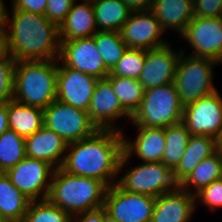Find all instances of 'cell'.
<instances>
[{"instance_id":"46","label":"cell","mask_w":222,"mask_h":222,"mask_svg":"<svg viewBox=\"0 0 222 222\" xmlns=\"http://www.w3.org/2000/svg\"><path fill=\"white\" fill-rule=\"evenodd\" d=\"M0 222H7V220L3 217L1 213H0Z\"/></svg>"},{"instance_id":"33","label":"cell","mask_w":222,"mask_h":222,"mask_svg":"<svg viewBox=\"0 0 222 222\" xmlns=\"http://www.w3.org/2000/svg\"><path fill=\"white\" fill-rule=\"evenodd\" d=\"M144 63V49L128 48L109 74L116 77L138 79L144 67Z\"/></svg>"},{"instance_id":"31","label":"cell","mask_w":222,"mask_h":222,"mask_svg":"<svg viewBox=\"0 0 222 222\" xmlns=\"http://www.w3.org/2000/svg\"><path fill=\"white\" fill-rule=\"evenodd\" d=\"M25 157V138L14 130H6L0 136V172H7Z\"/></svg>"},{"instance_id":"47","label":"cell","mask_w":222,"mask_h":222,"mask_svg":"<svg viewBox=\"0 0 222 222\" xmlns=\"http://www.w3.org/2000/svg\"><path fill=\"white\" fill-rule=\"evenodd\" d=\"M80 1L94 2V1H97V0H80Z\"/></svg>"},{"instance_id":"28","label":"cell","mask_w":222,"mask_h":222,"mask_svg":"<svg viewBox=\"0 0 222 222\" xmlns=\"http://www.w3.org/2000/svg\"><path fill=\"white\" fill-rule=\"evenodd\" d=\"M113 92L118 97L124 110L132 117L139 109L144 88L138 79L108 75Z\"/></svg>"},{"instance_id":"36","label":"cell","mask_w":222,"mask_h":222,"mask_svg":"<svg viewBox=\"0 0 222 222\" xmlns=\"http://www.w3.org/2000/svg\"><path fill=\"white\" fill-rule=\"evenodd\" d=\"M75 0H48L45 17L58 27L64 22Z\"/></svg>"},{"instance_id":"9","label":"cell","mask_w":222,"mask_h":222,"mask_svg":"<svg viewBox=\"0 0 222 222\" xmlns=\"http://www.w3.org/2000/svg\"><path fill=\"white\" fill-rule=\"evenodd\" d=\"M182 122L191 135H222V95L219 90L184 106Z\"/></svg>"},{"instance_id":"12","label":"cell","mask_w":222,"mask_h":222,"mask_svg":"<svg viewBox=\"0 0 222 222\" xmlns=\"http://www.w3.org/2000/svg\"><path fill=\"white\" fill-rule=\"evenodd\" d=\"M180 37L190 45L191 56L222 63V17L194 16Z\"/></svg>"},{"instance_id":"21","label":"cell","mask_w":222,"mask_h":222,"mask_svg":"<svg viewBox=\"0 0 222 222\" xmlns=\"http://www.w3.org/2000/svg\"><path fill=\"white\" fill-rule=\"evenodd\" d=\"M150 10L165 33L174 30L179 37L194 17L193 0H152Z\"/></svg>"},{"instance_id":"17","label":"cell","mask_w":222,"mask_h":222,"mask_svg":"<svg viewBox=\"0 0 222 222\" xmlns=\"http://www.w3.org/2000/svg\"><path fill=\"white\" fill-rule=\"evenodd\" d=\"M98 78L63 65L58 60L57 100L87 111Z\"/></svg>"},{"instance_id":"25","label":"cell","mask_w":222,"mask_h":222,"mask_svg":"<svg viewBox=\"0 0 222 222\" xmlns=\"http://www.w3.org/2000/svg\"><path fill=\"white\" fill-rule=\"evenodd\" d=\"M30 200L12 183L5 172H0V213L7 222H22Z\"/></svg>"},{"instance_id":"18","label":"cell","mask_w":222,"mask_h":222,"mask_svg":"<svg viewBox=\"0 0 222 222\" xmlns=\"http://www.w3.org/2000/svg\"><path fill=\"white\" fill-rule=\"evenodd\" d=\"M171 44L145 50V63L138 78L144 90L173 83L182 51L181 48L174 50Z\"/></svg>"},{"instance_id":"38","label":"cell","mask_w":222,"mask_h":222,"mask_svg":"<svg viewBox=\"0 0 222 222\" xmlns=\"http://www.w3.org/2000/svg\"><path fill=\"white\" fill-rule=\"evenodd\" d=\"M48 0H11V8L45 15Z\"/></svg>"},{"instance_id":"35","label":"cell","mask_w":222,"mask_h":222,"mask_svg":"<svg viewBox=\"0 0 222 222\" xmlns=\"http://www.w3.org/2000/svg\"><path fill=\"white\" fill-rule=\"evenodd\" d=\"M196 210L201 203L209 210L210 213L222 208V179L213 181L208 186L202 188L195 194ZM200 202V203H199Z\"/></svg>"},{"instance_id":"41","label":"cell","mask_w":222,"mask_h":222,"mask_svg":"<svg viewBox=\"0 0 222 222\" xmlns=\"http://www.w3.org/2000/svg\"><path fill=\"white\" fill-rule=\"evenodd\" d=\"M8 129L7 103H0V136Z\"/></svg>"},{"instance_id":"1","label":"cell","mask_w":222,"mask_h":222,"mask_svg":"<svg viewBox=\"0 0 222 222\" xmlns=\"http://www.w3.org/2000/svg\"><path fill=\"white\" fill-rule=\"evenodd\" d=\"M3 28L6 53L17 61L59 59V27L45 15L6 8Z\"/></svg>"},{"instance_id":"44","label":"cell","mask_w":222,"mask_h":222,"mask_svg":"<svg viewBox=\"0 0 222 222\" xmlns=\"http://www.w3.org/2000/svg\"><path fill=\"white\" fill-rule=\"evenodd\" d=\"M103 222H118L116 219L112 218L107 214L105 207L103 206Z\"/></svg>"},{"instance_id":"13","label":"cell","mask_w":222,"mask_h":222,"mask_svg":"<svg viewBox=\"0 0 222 222\" xmlns=\"http://www.w3.org/2000/svg\"><path fill=\"white\" fill-rule=\"evenodd\" d=\"M59 61L88 75L105 78L109 75L93 36L60 41Z\"/></svg>"},{"instance_id":"2","label":"cell","mask_w":222,"mask_h":222,"mask_svg":"<svg viewBox=\"0 0 222 222\" xmlns=\"http://www.w3.org/2000/svg\"><path fill=\"white\" fill-rule=\"evenodd\" d=\"M123 154V132L97 130L92 136L68 144L62 169L69 174L95 178L107 187L117 183Z\"/></svg>"},{"instance_id":"34","label":"cell","mask_w":222,"mask_h":222,"mask_svg":"<svg viewBox=\"0 0 222 222\" xmlns=\"http://www.w3.org/2000/svg\"><path fill=\"white\" fill-rule=\"evenodd\" d=\"M16 62L9 53L0 57V103L13 100Z\"/></svg>"},{"instance_id":"30","label":"cell","mask_w":222,"mask_h":222,"mask_svg":"<svg viewBox=\"0 0 222 222\" xmlns=\"http://www.w3.org/2000/svg\"><path fill=\"white\" fill-rule=\"evenodd\" d=\"M93 38L106 68L111 71L128 49L120 32L98 30Z\"/></svg>"},{"instance_id":"20","label":"cell","mask_w":222,"mask_h":222,"mask_svg":"<svg viewBox=\"0 0 222 222\" xmlns=\"http://www.w3.org/2000/svg\"><path fill=\"white\" fill-rule=\"evenodd\" d=\"M67 146L62 137L45 126L25 138L26 157L46 161L55 169L62 167Z\"/></svg>"},{"instance_id":"32","label":"cell","mask_w":222,"mask_h":222,"mask_svg":"<svg viewBox=\"0 0 222 222\" xmlns=\"http://www.w3.org/2000/svg\"><path fill=\"white\" fill-rule=\"evenodd\" d=\"M72 217L47 199L30 201L22 222H71Z\"/></svg>"},{"instance_id":"15","label":"cell","mask_w":222,"mask_h":222,"mask_svg":"<svg viewBox=\"0 0 222 222\" xmlns=\"http://www.w3.org/2000/svg\"><path fill=\"white\" fill-rule=\"evenodd\" d=\"M120 33L128 48L151 50L169 43L151 10L132 11Z\"/></svg>"},{"instance_id":"29","label":"cell","mask_w":222,"mask_h":222,"mask_svg":"<svg viewBox=\"0 0 222 222\" xmlns=\"http://www.w3.org/2000/svg\"><path fill=\"white\" fill-rule=\"evenodd\" d=\"M190 135L183 122L165 127L166 146L162 156V163L167 165L172 171L180 163Z\"/></svg>"},{"instance_id":"19","label":"cell","mask_w":222,"mask_h":222,"mask_svg":"<svg viewBox=\"0 0 222 222\" xmlns=\"http://www.w3.org/2000/svg\"><path fill=\"white\" fill-rule=\"evenodd\" d=\"M196 211L195 195L179 185L156 197L150 222H191Z\"/></svg>"},{"instance_id":"43","label":"cell","mask_w":222,"mask_h":222,"mask_svg":"<svg viewBox=\"0 0 222 222\" xmlns=\"http://www.w3.org/2000/svg\"><path fill=\"white\" fill-rule=\"evenodd\" d=\"M6 8L7 6L4 0H0V27L4 26Z\"/></svg>"},{"instance_id":"7","label":"cell","mask_w":222,"mask_h":222,"mask_svg":"<svg viewBox=\"0 0 222 222\" xmlns=\"http://www.w3.org/2000/svg\"><path fill=\"white\" fill-rule=\"evenodd\" d=\"M124 172L118 177L117 184L131 193L158 197L178 186L173 171L162 162H141Z\"/></svg>"},{"instance_id":"11","label":"cell","mask_w":222,"mask_h":222,"mask_svg":"<svg viewBox=\"0 0 222 222\" xmlns=\"http://www.w3.org/2000/svg\"><path fill=\"white\" fill-rule=\"evenodd\" d=\"M54 170L46 161L25 157L5 173L27 199L40 201L47 199Z\"/></svg>"},{"instance_id":"27","label":"cell","mask_w":222,"mask_h":222,"mask_svg":"<svg viewBox=\"0 0 222 222\" xmlns=\"http://www.w3.org/2000/svg\"><path fill=\"white\" fill-rule=\"evenodd\" d=\"M92 5L97 28L101 31L120 32L132 12L122 0H97Z\"/></svg>"},{"instance_id":"8","label":"cell","mask_w":222,"mask_h":222,"mask_svg":"<svg viewBox=\"0 0 222 222\" xmlns=\"http://www.w3.org/2000/svg\"><path fill=\"white\" fill-rule=\"evenodd\" d=\"M44 126L70 144L92 136L98 128L87 111L55 100L43 110Z\"/></svg>"},{"instance_id":"45","label":"cell","mask_w":222,"mask_h":222,"mask_svg":"<svg viewBox=\"0 0 222 222\" xmlns=\"http://www.w3.org/2000/svg\"><path fill=\"white\" fill-rule=\"evenodd\" d=\"M218 150L222 154V135H221L220 139L218 140Z\"/></svg>"},{"instance_id":"22","label":"cell","mask_w":222,"mask_h":222,"mask_svg":"<svg viewBox=\"0 0 222 222\" xmlns=\"http://www.w3.org/2000/svg\"><path fill=\"white\" fill-rule=\"evenodd\" d=\"M98 31L92 2L75 0L59 26L60 41L91 37Z\"/></svg>"},{"instance_id":"23","label":"cell","mask_w":222,"mask_h":222,"mask_svg":"<svg viewBox=\"0 0 222 222\" xmlns=\"http://www.w3.org/2000/svg\"><path fill=\"white\" fill-rule=\"evenodd\" d=\"M218 150V140L210 136L190 135L185 153L173 170L175 182L179 185L204 159Z\"/></svg>"},{"instance_id":"40","label":"cell","mask_w":222,"mask_h":222,"mask_svg":"<svg viewBox=\"0 0 222 222\" xmlns=\"http://www.w3.org/2000/svg\"><path fill=\"white\" fill-rule=\"evenodd\" d=\"M131 11H147L150 10L152 0H122Z\"/></svg>"},{"instance_id":"39","label":"cell","mask_w":222,"mask_h":222,"mask_svg":"<svg viewBox=\"0 0 222 222\" xmlns=\"http://www.w3.org/2000/svg\"><path fill=\"white\" fill-rule=\"evenodd\" d=\"M71 222H103V206L74 215Z\"/></svg>"},{"instance_id":"3","label":"cell","mask_w":222,"mask_h":222,"mask_svg":"<svg viewBox=\"0 0 222 222\" xmlns=\"http://www.w3.org/2000/svg\"><path fill=\"white\" fill-rule=\"evenodd\" d=\"M107 186L100 180L54 170L47 200L71 217L104 206Z\"/></svg>"},{"instance_id":"37","label":"cell","mask_w":222,"mask_h":222,"mask_svg":"<svg viewBox=\"0 0 222 222\" xmlns=\"http://www.w3.org/2000/svg\"><path fill=\"white\" fill-rule=\"evenodd\" d=\"M193 7L196 17H222V0H193Z\"/></svg>"},{"instance_id":"5","label":"cell","mask_w":222,"mask_h":222,"mask_svg":"<svg viewBox=\"0 0 222 222\" xmlns=\"http://www.w3.org/2000/svg\"><path fill=\"white\" fill-rule=\"evenodd\" d=\"M184 105L174 83L144 90L139 109L131 117L133 127L165 128L182 122Z\"/></svg>"},{"instance_id":"24","label":"cell","mask_w":222,"mask_h":222,"mask_svg":"<svg viewBox=\"0 0 222 222\" xmlns=\"http://www.w3.org/2000/svg\"><path fill=\"white\" fill-rule=\"evenodd\" d=\"M8 126L26 138L44 126L43 109L21 104L15 100L7 103Z\"/></svg>"},{"instance_id":"42","label":"cell","mask_w":222,"mask_h":222,"mask_svg":"<svg viewBox=\"0 0 222 222\" xmlns=\"http://www.w3.org/2000/svg\"><path fill=\"white\" fill-rule=\"evenodd\" d=\"M5 53H6L5 32L4 28L0 27V57H2Z\"/></svg>"},{"instance_id":"16","label":"cell","mask_w":222,"mask_h":222,"mask_svg":"<svg viewBox=\"0 0 222 222\" xmlns=\"http://www.w3.org/2000/svg\"><path fill=\"white\" fill-rule=\"evenodd\" d=\"M136 137L127 138L123 132V154L119 163V176L132 156L142 162H162L166 146L165 128L135 127Z\"/></svg>"},{"instance_id":"14","label":"cell","mask_w":222,"mask_h":222,"mask_svg":"<svg viewBox=\"0 0 222 222\" xmlns=\"http://www.w3.org/2000/svg\"><path fill=\"white\" fill-rule=\"evenodd\" d=\"M87 112L99 130L123 132L120 125L115 124L116 121L126 118L131 122V116L124 110L107 77L98 79Z\"/></svg>"},{"instance_id":"10","label":"cell","mask_w":222,"mask_h":222,"mask_svg":"<svg viewBox=\"0 0 222 222\" xmlns=\"http://www.w3.org/2000/svg\"><path fill=\"white\" fill-rule=\"evenodd\" d=\"M156 197L131 193L117 183L107 188L104 207L118 222H150Z\"/></svg>"},{"instance_id":"6","label":"cell","mask_w":222,"mask_h":222,"mask_svg":"<svg viewBox=\"0 0 222 222\" xmlns=\"http://www.w3.org/2000/svg\"><path fill=\"white\" fill-rule=\"evenodd\" d=\"M185 50L181 49L173 81L184 106L218 90L212 82L213 67L220 65L209 58L186 55Z\"/></svg>"},{"instance_id":"4","label":"cell","mask_w":222,"mask_h":222,"mask_svg":"<svg viewBox=\"0 0 222 222\" xmlns=\"http://www.w3.org/2000/svg\"><path fill=\"white\" fill-rule=\"evenodd\" d=\"M58 59L18 60L13 100L40 109L57 100Z\"/></svg>"},{"instance_id":"26","label":"cell","mask_w":222,"mask_h":222,"mask_svg":"<svg viewBox=\"0 0 222 222\" xmlns=\"http://www.w3.org/2000/svg\"><path fill=\"white\" fill-rule=\"evenodd\" d=\"M221 173L222 154L217 150L211 156L204 158L179 186L188 193L195 195L213 181L221 179Z\"/></svg>"}]
</instances>
